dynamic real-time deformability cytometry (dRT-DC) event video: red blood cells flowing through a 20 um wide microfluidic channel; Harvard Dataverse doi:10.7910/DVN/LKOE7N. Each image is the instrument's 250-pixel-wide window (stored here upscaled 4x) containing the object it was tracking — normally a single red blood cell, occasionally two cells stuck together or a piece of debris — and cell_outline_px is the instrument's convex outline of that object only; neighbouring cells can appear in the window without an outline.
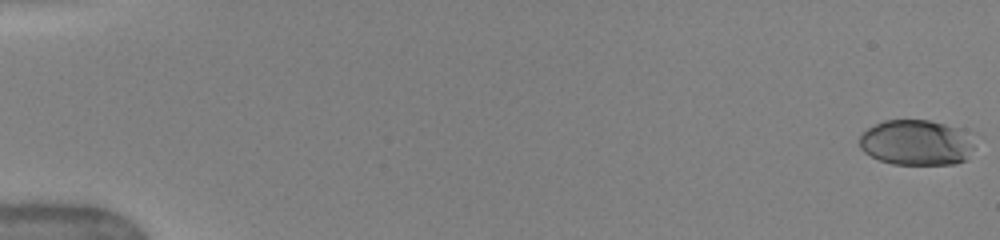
{"species": "human", "species_latin": "Homo sapiens", "temperature_condition": "warm", "stored_images_in_passage": 41, "camera_frame_rate_fps": 3000, "um_per_image_px": 0.085, "donor": {"sex": "female"}, "frame": {"image": 1, "passage_image": 1, "time_ms": 0.0, "image_size_px": [1000, 240], "cell_outline_px": [[972, 148], [968, 160], [956, 164], [892, 164], [880, 160], [864, 152], [860, 148], [860, 132], [884, 120], [928, 120], [944, 124], [956, 128], [972, 144]], "centroid_in_image_um": [77.81, 12.14], "position_along_channel_um": 7.2, "area_um2": 30.0}}
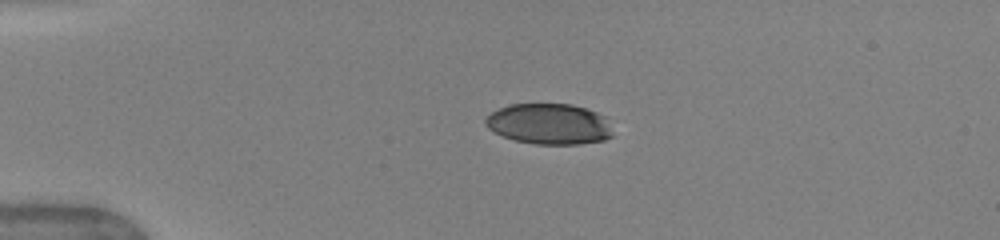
{"frame": {"image": 2, "passage_image": 17, "time_ms": 4.0, "image_size_px": [1000, 240], "cell_outline_px": [[612, 136], [604, 140], [580, 144], [536, 144], [516, 140], [504, 136], [488, 128], [484, 124], [484, 120], [492, 112], [508, 104], [572, 104], [596, 112], [604, 116], [612, 132]], "centroid_in_image_um": [46.67, 10.53], "position_along_channel_um": 38.3, "area_um2": 30.0}}